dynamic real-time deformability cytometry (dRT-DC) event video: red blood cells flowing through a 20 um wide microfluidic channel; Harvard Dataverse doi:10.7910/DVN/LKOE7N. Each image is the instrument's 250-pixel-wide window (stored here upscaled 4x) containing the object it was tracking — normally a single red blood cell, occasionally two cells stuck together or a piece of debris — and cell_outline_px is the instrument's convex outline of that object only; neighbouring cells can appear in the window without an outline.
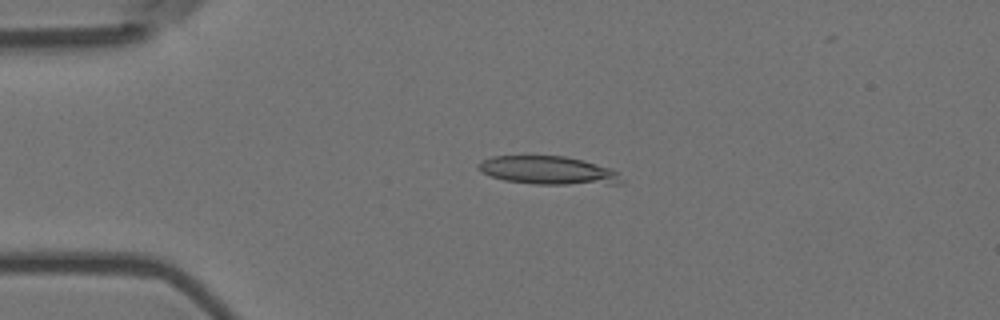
{"species": "Egyptian fruit bat (a non-hibernating species)", "species_latin": "Rousettus aegyptiacus", "temperature_condition": "room temperature", "stored_images_in_passage": 6, "camera_frame_rate_fps": 3000, "um_per_image_px": 0.085, "animal": {"sex": "female"}, "frame": {"image": 1, "passage_image": 4, "time_ms": 1.0, "image_size_px": [1000, 320], "cell_outline_px": [[624, 184], [536, 184], [504, 180], [480, 172], [476, 164], [480, 160], [492, 156], [564, 156], [584, 160], [612, 168], [624, 180]], "centroid_in_image_um": [46.61, 14.48], "position_along_channel_um": 38.4, "area_um2": 23.81}}